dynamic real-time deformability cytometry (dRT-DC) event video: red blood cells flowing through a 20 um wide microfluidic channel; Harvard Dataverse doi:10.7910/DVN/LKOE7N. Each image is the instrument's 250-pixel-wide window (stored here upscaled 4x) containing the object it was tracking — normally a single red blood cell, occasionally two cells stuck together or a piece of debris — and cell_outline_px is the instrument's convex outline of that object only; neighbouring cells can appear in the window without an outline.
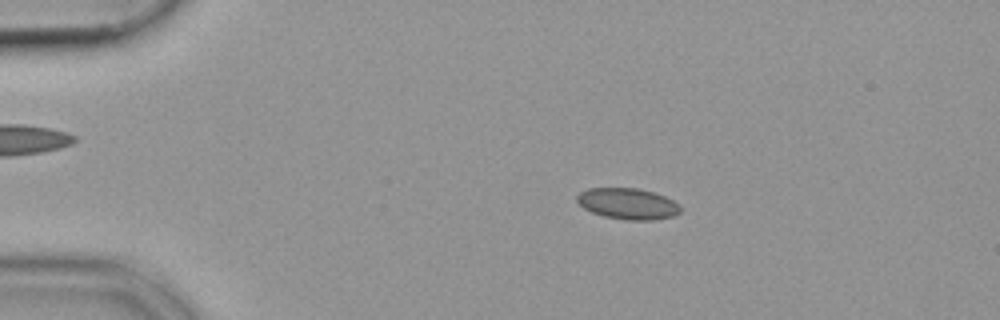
{"species": "common noctule bat (a hibernating species)", "species_latin": "Nyctalus noctula", "temperature_condition": "cold", "stored_images_in_passage": 53, "camera_frame_rate_fps": 3000, "um_per_image_px": 0.085, "animal": {"sex": "female", "body_mass_g": 19.9}, "frame": {"image": 1, "passage_image": 10, "time_ms": 3.0, "image_size_px": [1000, 320], "cell_outline_px": [[680, 212], [672, 216], [652, 220], [624, 220], [604, 216], [592, 212], [584, 208], [576, 200], [576, 196], [580, 192], [588, 188], [636, 188], [652, 192], [664, 196], [680, 204]], "centroid_in_image_um": [53.35, 17.31], "position_along_channel_um": 31.7, "area_um2": 18.67}}
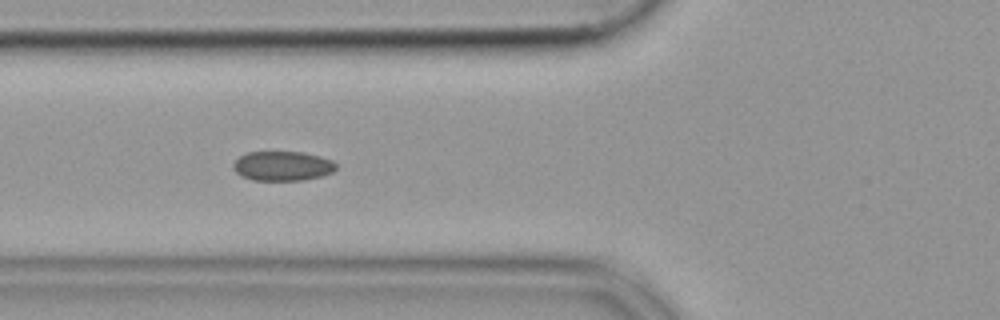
{"frame": {"image": 2, "passage_image": 20, "time_ms": 6.333, "image_size_px": [1000, 320], "cell_outline_px": [[336, 168], [332, 172], [320, 176], [304, 180], [252, 180], [240, 176], [232, 168], [232, 164], [240, 156], [248, 152], [304, 152], [320, 156], [332, 160], [336, 164]], "centroid_in_image_um": [23.99, 14.11], "position_along_channel_um": 101.8, "area_um2": 17.74}}
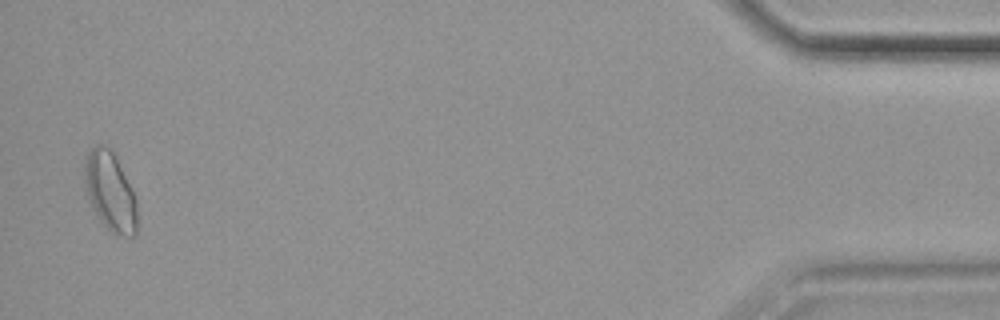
{"frame": {"image": 3, "passage_image": 52, "time_ms": 17.0, "image_size_px": [1000, 320], "cell_outline_px": [[136, 236], [116, 236], [100, 220], [92, 208], [84, 184], [84, 168], [88, 152], [96, 144], [100, 144], [108, 148], [112, 152], [132, 188], [136, 200]], "centroid_in_image_um": [9.36, 16.31], "position_along_channel_um": 425.8, "area_um2": 23.87}}